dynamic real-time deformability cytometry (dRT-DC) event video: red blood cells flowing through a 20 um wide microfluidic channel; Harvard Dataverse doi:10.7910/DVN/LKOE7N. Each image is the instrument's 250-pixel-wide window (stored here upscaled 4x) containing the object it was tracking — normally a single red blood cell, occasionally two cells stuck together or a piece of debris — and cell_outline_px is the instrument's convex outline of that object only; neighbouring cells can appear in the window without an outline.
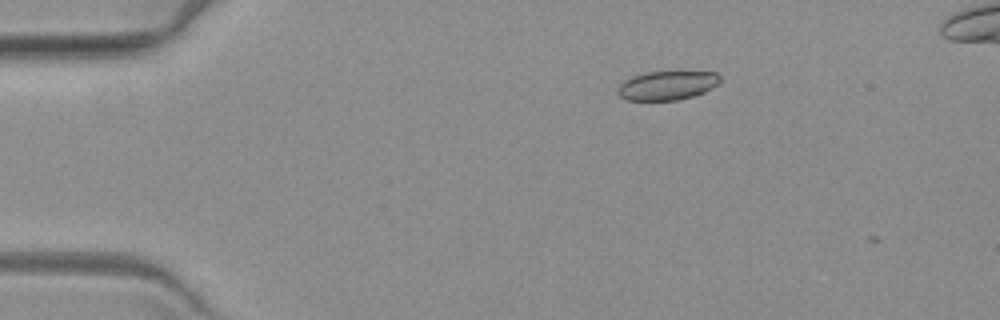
{"species": "common noctule bat (a hibernating species)", "species_latin": "Nyctalus noctula", "temperature_condition": "warm", "stored_images_in_passage": 3, "camera_frame_rate_fps": 3000, "um_per_image_px": 0.085, "animal": {"sex": "female", "body_mass_g": 19.3, "forearm_length_mm": 54.1}, "frame": {"image": 1, "passage_image": 2, "time_ms": 1.0, "image_size_px": [1000, 320], "cell_outline_px": [[720, 84], [704, 92], [692, 96], [676, 100], [628, 100], [620, 96], [616, 92], [616, 88], [624, 80], [632, 76], [644, 72], [716, 72], [720, 76]], "centroid_in_image_um": [56.69, 7.26], "position_along_channel_um": 28.3, "area_um2": 17.34}}